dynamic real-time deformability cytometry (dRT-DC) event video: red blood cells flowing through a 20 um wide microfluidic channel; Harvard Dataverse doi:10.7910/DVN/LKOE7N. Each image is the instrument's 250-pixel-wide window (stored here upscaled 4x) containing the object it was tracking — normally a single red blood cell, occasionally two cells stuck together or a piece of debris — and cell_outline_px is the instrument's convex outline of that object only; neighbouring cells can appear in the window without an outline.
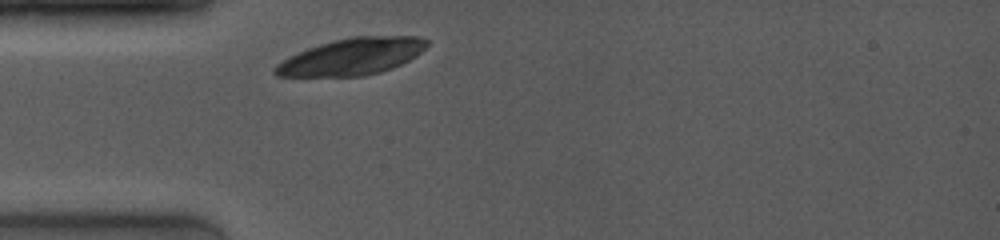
{"species": "common noctule bat (a hibernating species)", "species_latin": "Nyctalus noctula", "temperature_condition": "room temperature", "stored_images_in_passage": 1, "camera_frame_rate_fps": 4000, "um_per_image_px": 0.085, "animal": {"sex": "female", "body_mass_g": 19.0, "forearm_length_mm": 53.3}, "frame": {"image": 1, "passage_image": 1, "time_ms": 0.0, "image_size_px": [1000, 240], "cell_outline_px": [[428, 44], [416, 56], [392, 68], [380, 72], [364, 76], [276, 76], [272, 72], [272, 68], [276, 64], [308, 48], [332, 40], [352, 36], [420, 36], [428, 40]], "centroid_in_image_um": [29.92, 4.81], "position_along_channel_um": 55.1, "area_um2": 32.31}}